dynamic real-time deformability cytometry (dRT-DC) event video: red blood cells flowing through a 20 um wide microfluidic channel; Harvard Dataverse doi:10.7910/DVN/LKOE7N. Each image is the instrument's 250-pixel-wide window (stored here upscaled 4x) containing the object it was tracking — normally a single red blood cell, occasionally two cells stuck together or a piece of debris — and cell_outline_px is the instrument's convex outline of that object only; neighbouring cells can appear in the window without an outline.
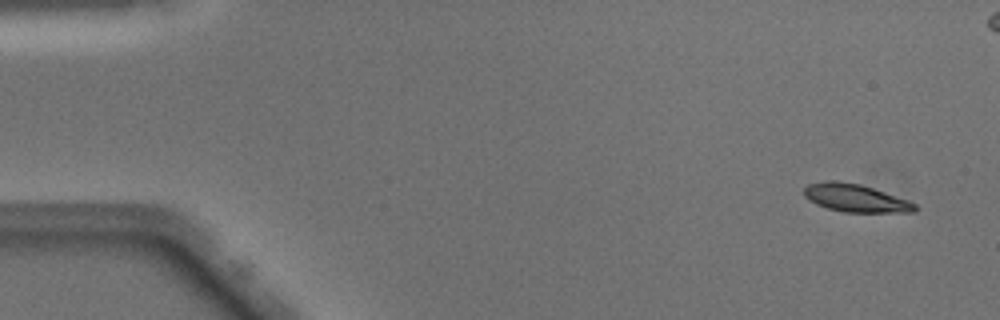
{"species": "Egyptian fruit bat (a non-hibernating species)", "species_latin": "Rousettus aegyptiacus", "temperature_condition": "warm", "stored_images_in_passage": 51, "camera_frame_rate_fps": 3000, "um_per_image_px": 0.085, "animal": {"sex": "male"}, "frame": {"image": 1, "passage_image": 3, "time_ms": 0.667, "image_size_px": [1000, 320], "cell_outline_px": [[916, 212], [844, 212], [828, 208], [816, 204], [808, 200], [804, 196], [804, 188], [808, 184], [828, 180], [832, 180], [860, 184], [908, 200], [916, 204]], "centroid_in_image_um": [72.69, 16.83], "position_along_channel_um": 12.3, "area_um2": 17.86}}
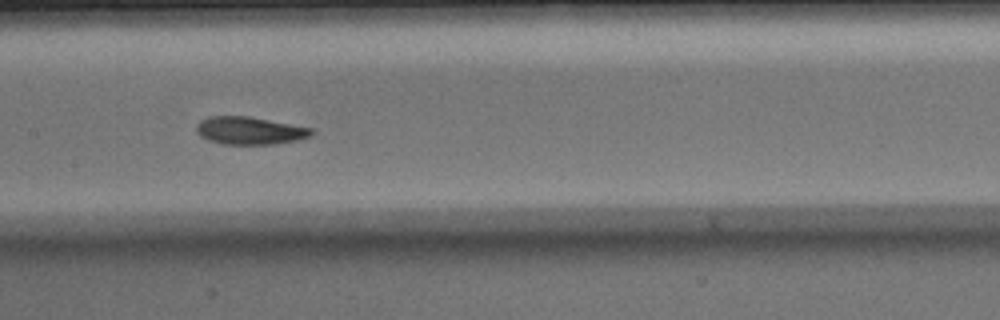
{"frame": {"image": 2, "passage_image": 25, "time_ms": 8.0, "image_size_px": [1000, 320], "cell_outline_px": [[316, 132], [308, 136], [296, 140], [272, 144], [224, 144], [208, 140], [200, 136], [196, 132], [196, 124], [200, 120], [208, 116], [248, 116], [312, 128]], "centroid_in_image_um": [21.18, 11.09], "position_along_channel_um": 186.2, "area_um2": 18.5}}
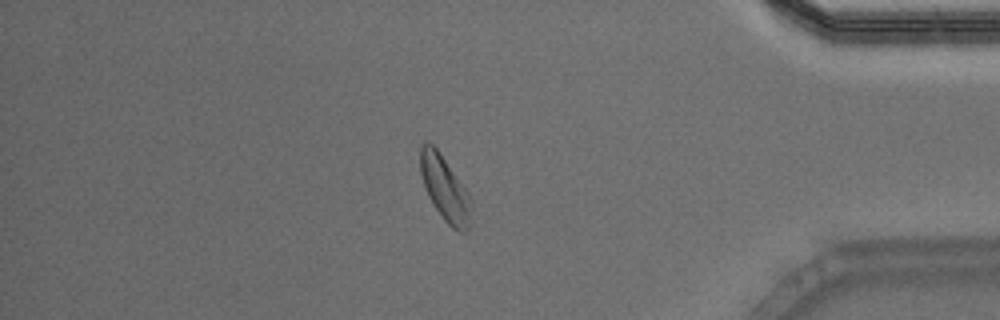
{"frame": {"image": 3, "passage_image": 43, "time_ms": 14.0, "image_size_px": [1000, 320], "cell_outline_px": [[472, 220], [468, 232], [460, 232], [452, 228], [444, 220], [432, 204], [428, 196], [420, 172], [420, 144], [432, 144], [436, 148], [468, 192], [472, 200]], "centroid_in_image_um": [37.86, 16.11], "position_along_channel_um": 397.3, "area_um2": 19.31}, "authors_computed_cell_mechanics": {"area_um2": 18.8428, "velocity_mm_per_s": 4.0525, "shape_relaxation_time_tau1_ms": 3.0642, "shape_relaxation_time_tau2_ms": 4.7011, "deformation_change_tau1": 0.1312, "deformation_change_tau2": 0.1166}}